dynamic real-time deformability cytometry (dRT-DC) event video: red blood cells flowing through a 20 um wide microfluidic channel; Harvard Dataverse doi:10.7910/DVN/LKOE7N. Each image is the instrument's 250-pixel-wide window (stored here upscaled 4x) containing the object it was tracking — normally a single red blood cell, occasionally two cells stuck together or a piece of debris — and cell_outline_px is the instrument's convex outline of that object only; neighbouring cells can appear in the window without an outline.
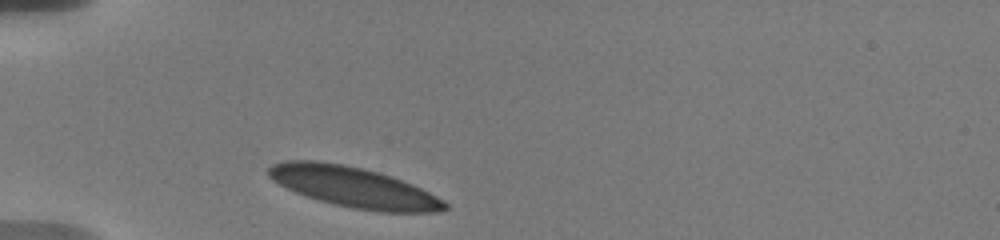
{"species": "human", "species_latin": "Homo sapiens", "temperature_condition": "warm", "stored_images_in_passage": 6, "camera_frame_rate_fps": 3000, "um_per_image_px": 0.085, "donor": {"sex": "male"}, "frame": {"image": 1, "passage_image": 1, "time_ms": 0.0, "image_size_px": [1000, 240], "cell_outline_px": [[448, 208], [436, 212], [380, 212], [352, 208], [304, 196], [272, 180], [268, 176], [268, 168], [272, 164], [284, 160], [316, 160], [344, 164], [364, 168], [412, 184], [444, 200], [448, 204]], "centroid_in_image_um": [30.03, 15.9], "position_along_channel_um": 55.0, "area_um2": 41.27}}
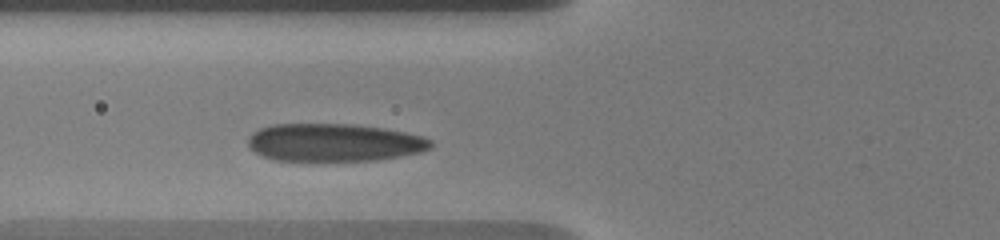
{"frame": {"image": 2, "passage_image": 4, "time_ms": 1.667, "image_size_px": [1000, 240], "cell_outline_px": [[432, 148], [420, 152], [400, 156], [376, 160], [276, 160], [264, 156], [248, 148], [248, 136], [252, 132], [260, 128], [272, 124], [352, 124], [384, 128], [424, 136], [432, 140]], "centroid_in_image_um": [28.4, 12.1], "position_along_channel_um": 97.4, "area_um2": 40.29}}
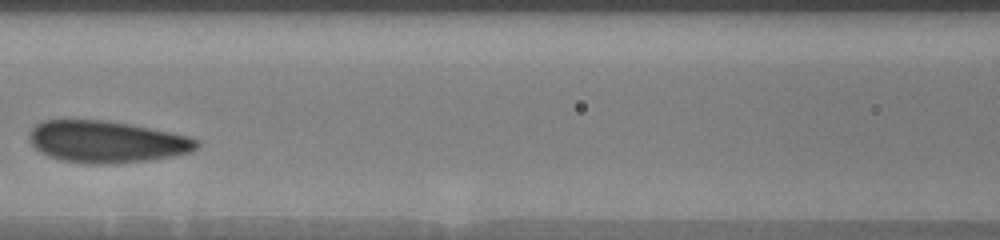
{"frame": {"image": 3, "passage_image": 6, "time_ms": 3.333, "image_size_px": [1000, 240], "cell_outline_px": [[200, 144], [192, 152], [148, 160], [112, 164], [88, 164], [60, 160], [48, 156], [40, 152], [28, 140], [28, 132], [36, 124], [44, 120], [108, 120], [188, 136], [200, 140]], "centroid_in_image_um": [9.02, 12.05], "position_along_channel_um": 157.6, "area_um2": 40.86}}